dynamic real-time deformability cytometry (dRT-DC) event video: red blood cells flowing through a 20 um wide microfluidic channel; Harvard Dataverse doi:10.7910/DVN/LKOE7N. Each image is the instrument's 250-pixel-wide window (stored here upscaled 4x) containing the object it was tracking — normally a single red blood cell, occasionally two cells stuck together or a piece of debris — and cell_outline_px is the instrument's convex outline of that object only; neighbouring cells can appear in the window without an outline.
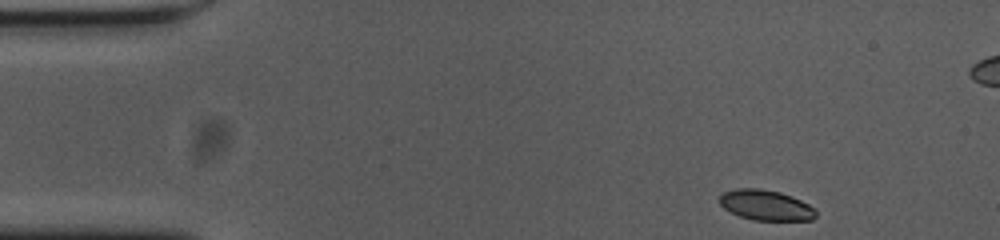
{"species": "common noctule bat (a hibernating species)", "species_latin": "Nyctalus noctula", "temperature_condition": "cold", "stored_images_in_passage": 52, "camera_frame_rate_fps": 3000, "um_per_image_px": 0.085, "animal": {"sex": "female", "body_mass_g": 23.0, "forearm_length_mm": 53.4}, "frame": {"image": 1, "passage_image": 1, "time_ms": 0.0, "image_size_px": [1000, 240], "cell_outline_px": [[816, 216], [812, 220], [752, 220], [740, 216], [724, 208], [720, 204], [720, 196], [724, 192], [736, 188], [760, 188], [780, 192], [792, 196], [816, 208]], "centroid_in_image_um": [65.11, 17.43], "position_along_channel_um": 19.9, "area_um2": 17.05}}
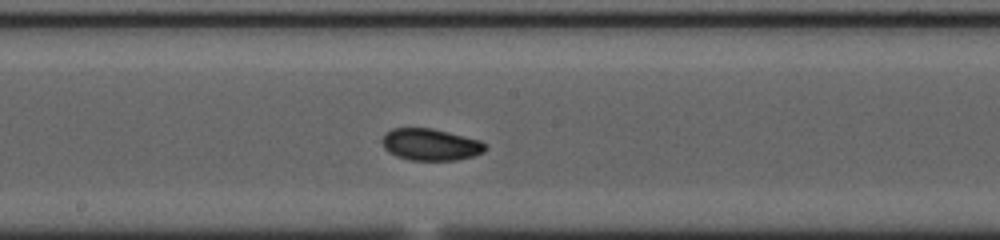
{"frame": {"image": 2, "passage_image": 24, "time_ms": 7.667, "image_size_px": [1000, 240], "cell_outline_px": [[484, 152], [472, 156], [456, 160], [412, 160], [396, 156], [388, 152], [384, 148], [380, 140], [384, 132], [392, 128], [432, 128], [480, 140], [484, 144]], "centroid_in_image_um": [36.52, 12.28], "position_along_channel_um": 211.7, "area_um2": 19.13}}
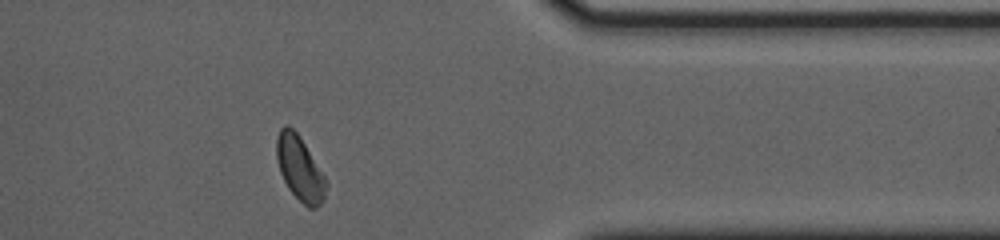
{"frame": {"image": 3, "passage_image": 40, "time_ms": 13.0, "image_size_px": [1000, 240], "cell_outline_px": [[328, 184], [324, 200], [316, 208], [308, 208], [288, 188], [280, 172], [276, 156], [276, 136], [280, 128], [284, 124], [288, 124], [300, 136], [324, 176]], "centroid_in_image_um": [25.47, 14.3], "position_along_channel_um": 385.9, "area_um2": 18.55}, "authors_computed_cell_mechanics": {"area_um2": 18.5249, "velocity_mm_per_s": 3.613, "shape_relaxation_time_tau1_ms": 2.9446, "shape_relaxation_time_tau2_ms": null, "deformation_change_tau1": 0.1004, "deformation_change_tau2": null}}